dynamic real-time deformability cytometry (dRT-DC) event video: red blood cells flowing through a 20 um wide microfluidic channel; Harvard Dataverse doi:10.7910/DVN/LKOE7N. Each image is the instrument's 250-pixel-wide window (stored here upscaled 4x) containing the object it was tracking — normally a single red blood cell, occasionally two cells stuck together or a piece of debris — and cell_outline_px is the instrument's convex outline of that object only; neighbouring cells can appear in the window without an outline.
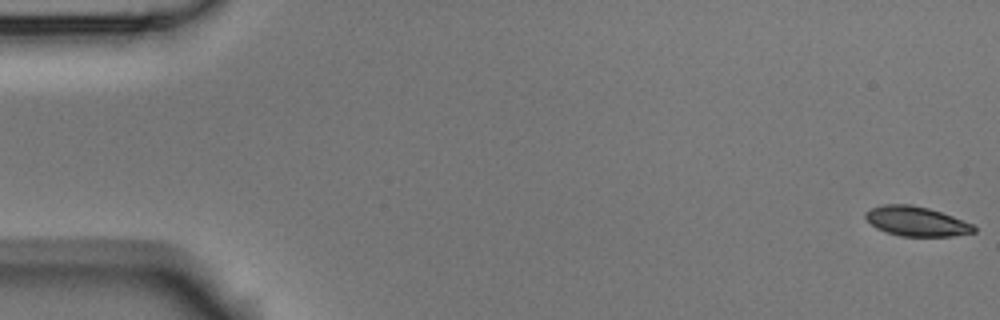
{"species": "Egyptian fruit bat (a non-hibernating species)", "species_latin": "Rousettus aegyptiacus", "temperature_condition": "room temperature", "stored_images_in_passage": 6, "camera_frame_rate_fps": 3000, "um_per_image_px": 0.085, "animal": {"sex": "male"}, "frame": {"image": 1, "passage_image": 1, "time_ms": 0.0, "image_size_px": [1000, 320], "cell_outline_px": [[976, 232], [952, 236], [900, 236], [876, 228], [864, 216], [864, 212], [872, 208], [884, 204], [912, 204], [928, 208], [952, 216], [972, 224], [976, 228]], "centroid_in_image_um": [77.89, 18.81], "position_along_channel_um": 7.1, "area_um2": 18.55}}
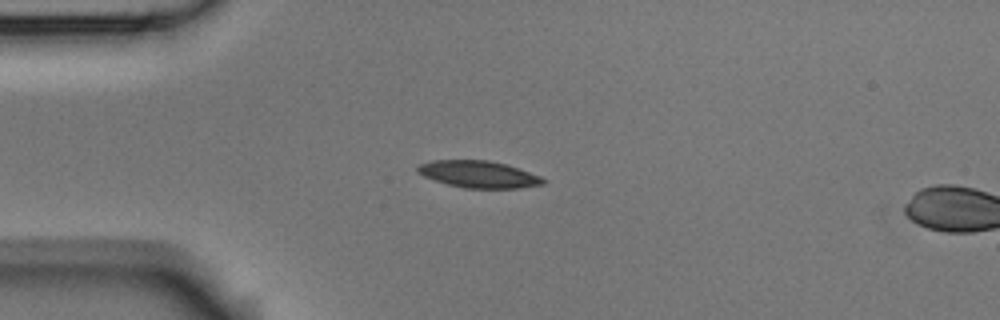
{"frame": {"image": 2, "passage_image": 5, "time_ms": 1.333, "image_size_px": [1000, 320], "cell_outline_px": [[548, 180], [544, 184], [520, 188], [464, 188], [448, 184], [424, 176], [416, 172], [416, 164], [432, 160], [488, 160], [504, 164], [540, 176]], "centroid_in_image_um": [40.65, 14.81], "position_along_channel_um": 44.4, "area_um2": 19.65}}